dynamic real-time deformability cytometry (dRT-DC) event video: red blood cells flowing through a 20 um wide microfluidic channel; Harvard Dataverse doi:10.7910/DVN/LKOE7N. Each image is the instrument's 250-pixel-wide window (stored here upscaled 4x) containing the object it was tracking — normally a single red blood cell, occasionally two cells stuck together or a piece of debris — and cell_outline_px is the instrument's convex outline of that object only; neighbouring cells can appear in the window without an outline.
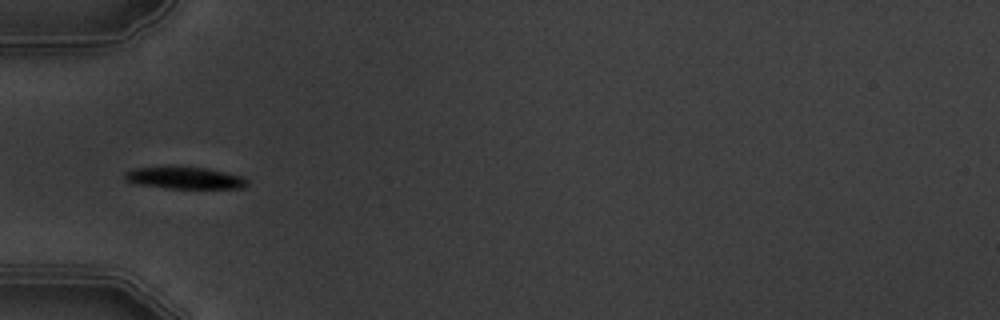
{"species": "common noctule bat (a hibernating species)", "species_latin": "Nyctalus noctula", "temperature_condition": "warm", "stored_images_in_passage": 7, "camera_frame_rate_fps": 3000, "um_per_image_px": 0.085, "animal": {"sex": "male", "body_mass_g": 19.5, "forearm_length_mm": 54.6}, "frame": {"image": 1, "passage_image": 5, "time_ms": 4.667, "image_size_px": [1000, 320], "cell_outline_px": [[248, 184], [244, 188], [168, 188], [136, 184], [124, 180], [124, 172], [136, 168], [208, 168], [228, 172], [244, 176], [248, 180]], "centroid_in_image_um": [15.76, 15.14], "position_along_channel_um": 69.2, "area_um2": 15.43}}
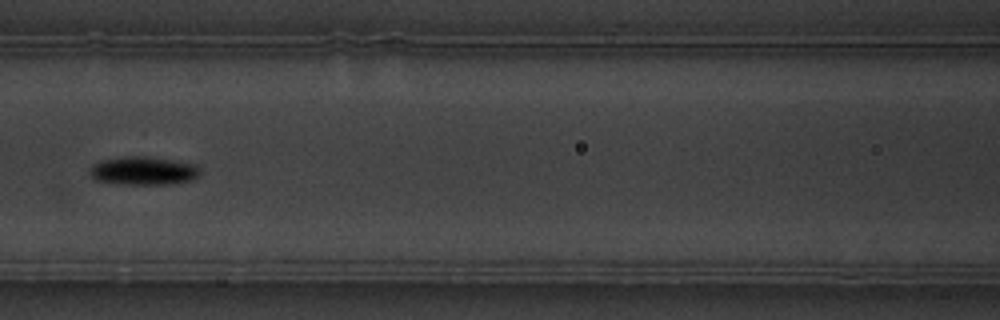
{"frame": {"image": 2, "passage_image": 7, "time_ms": 7.0, "image_size_px": [1000, 320], "cell_outline_px": [[200, 176], [192, 180], [172, 184], [128, 184], [96, 180], [88, 172], [88, 168], [92, 164], [100, 160], [124, 156], [144, 156], [172, 160], [196, 164], [200, 168]], "centroid_in_image_um": [12.19, 14.51], "position_along_channel_um": 154.4, "area_um2": 18.38}}